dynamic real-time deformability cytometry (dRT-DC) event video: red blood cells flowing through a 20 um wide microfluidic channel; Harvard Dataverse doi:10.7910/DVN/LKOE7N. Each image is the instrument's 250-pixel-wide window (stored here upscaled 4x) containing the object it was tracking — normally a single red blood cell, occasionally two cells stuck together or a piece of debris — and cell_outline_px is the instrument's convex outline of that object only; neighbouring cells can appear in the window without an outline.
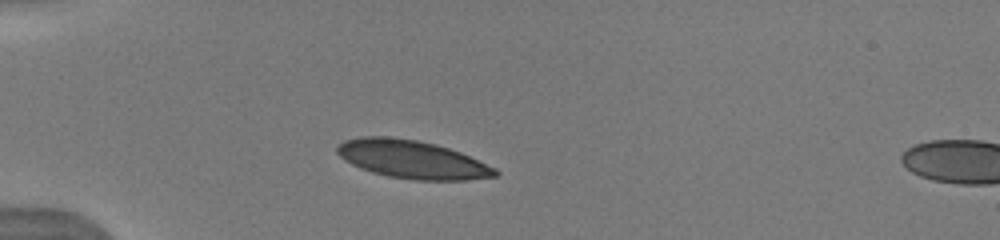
{"species": "human", "species_latin": "Homo sapiens", "temperature_condition": "warm", "stored_images_in_passage": 21, "camera_frame_rate_fps": 3000, "um_per_image_px": 0.085, "donor": {"sex": "male"}, "frame": {"image": 1, "passage_image": 4, "time_ms": 1.667, "image_size_px": [1000, 240], "cell_outline_px": [[500, 172], [496, 176], [464, 180], [416, 180], [388, 176], [372, 172], [360, 168], [344, 160], [336, 152], [336, 148], [344, 140], [360, 136], [388, 136], [416, 140], [436, 144], [460, 152], [496, 168]], "centroid_in_image_um": [35.01, 13.54], "position_along_channel_um": 50.0, "area_um2": 35.03}}
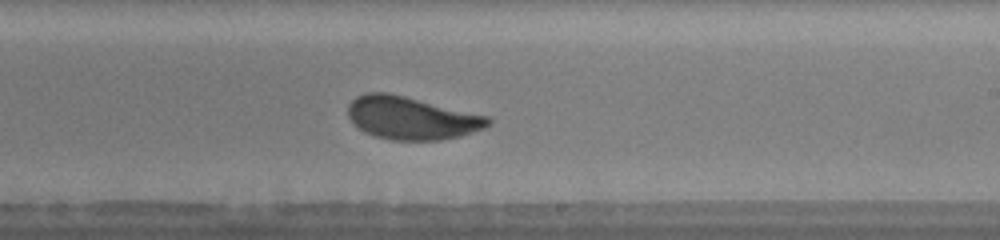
{"frame": {"image": 2, "passage_image": 12, "time_ms": 7.333, "image_size_px": [1000, 240], "cell_outline_px": [[492, 120], [484, 128], [460, 136], [440, 140], [392, 140], [376, 136], [364, 132], [348, 116], [348, 104], [356, 96], [368, 92], [388, 92], [488, 116]], "centroid_in_image_um": [34.96, 10.02], "position_along_channel_um": 254.0, "area_um2": 34.68}, "authors_computed_cell_mechanics": {"area_um2": 34.969, "velocity_mm_per_s": 4.0557, "shape_relaxation_time_tau1_ms": 2.1489, "shape_relaxation_time_tau2_ms": null, "deformation_change_tau1": 0.114, "deformation_change_tau2": null}}